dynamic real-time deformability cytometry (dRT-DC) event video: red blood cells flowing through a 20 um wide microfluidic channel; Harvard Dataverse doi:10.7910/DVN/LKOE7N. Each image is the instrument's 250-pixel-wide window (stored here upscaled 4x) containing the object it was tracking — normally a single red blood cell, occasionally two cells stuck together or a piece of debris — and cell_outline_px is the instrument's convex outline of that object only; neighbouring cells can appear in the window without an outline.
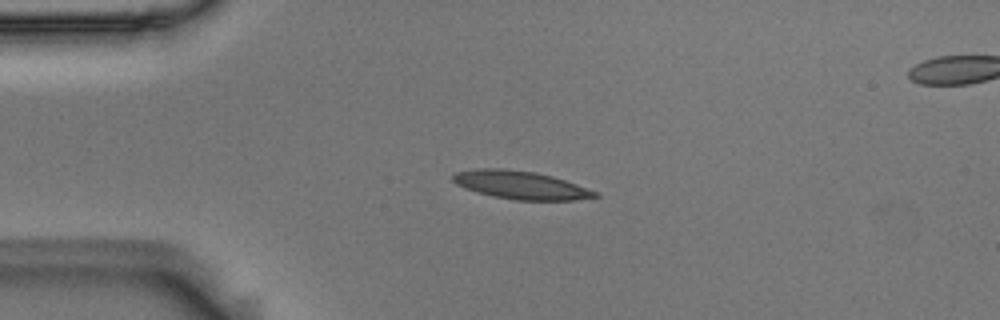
{"species": "Egyptian fruit bat (a non-hibernating species)", "species_latin": "Rousettus aegyptiacus", "temperature_condition": "room temperature", "stored_images_in_passage": 44, "segment_of_instrument_passage": [1, 2], "camera_frame_rate_fps": 3000, "um_per_image_px": 0.085, "animal": {"sex": "male"}, "frame": {"image": 1, "passage_image": 1, "time_ms": 0.0, "image_size_px": [1000, 320], "cell_outline_px": [[600, 196], [576, 200], [516, 200], [492, 196], [476, 192], [464, 188], [456, 184], [452, 180], [452, 176], [456, 172], [476, 168], [504, 168], [532, 172], [552, 176], [600, 192]], "centroid_in_image_um": [44.25, 15.73], "position_along_channel_um": 40.8, "area_um2": 23.35}}
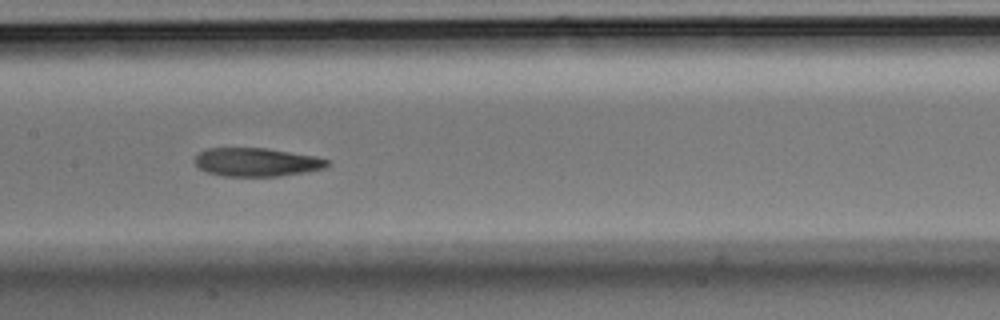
{"frame": {"image": 2, "passage_image": 15, "time_ms": 4.667, "image_size_px": [1000, 320], "cell_outline_px": [[332, 164], [324, 168], [308, 172], [280, 176], [224, 176], [204, 172], [192, 160], [200, 152], [208, 148], [268, 148], [316, 156], [328, 160]], "centroid_in_image_um": [21.83, 13.78], "position_along_channel_um": 185.6, "area_um2": 22.25}}
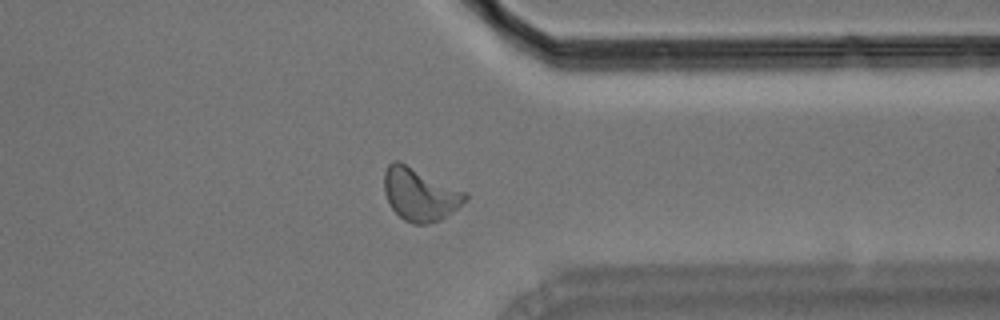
{"frame": {"image": 3, "passage_image": 31, "time_ms": 10.0, "image_size_px": [1000, 320], "cell_outline_px": [[468, 200], [452, 212], [440, 220], [428, 224], [412, 224], [404, 220], [392, 208], [384, 192], [384, 172], [388, 164], [392, 160], [400, 160], [468, 192]], "centroid_in_image_um": [35.71, 16.49], "position_along_channel_um": 375.7, "area_um2": 25.37}}